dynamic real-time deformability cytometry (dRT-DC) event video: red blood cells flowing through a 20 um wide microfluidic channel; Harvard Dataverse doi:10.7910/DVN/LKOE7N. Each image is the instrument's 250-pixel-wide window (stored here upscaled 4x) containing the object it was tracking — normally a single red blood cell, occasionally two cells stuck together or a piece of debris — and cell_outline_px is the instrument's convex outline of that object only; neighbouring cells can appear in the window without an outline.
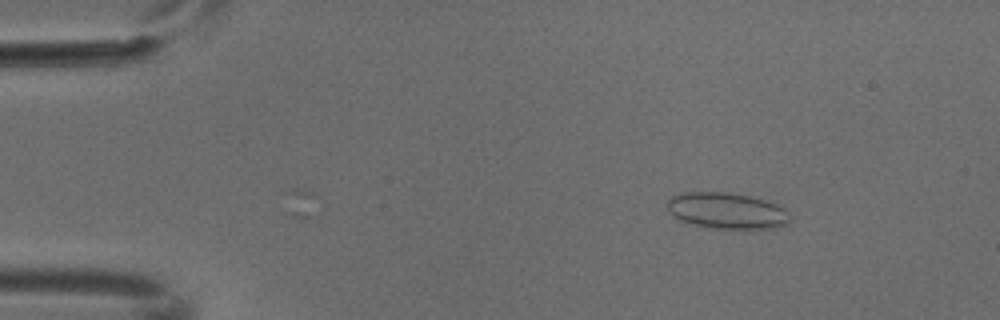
{"species": "common noctule bat (a hibernating species)", "species_latin": "Nyctalus noctula", "temperature_condition": "cold", "stored_images_in_passage": 3, "camera_frame_rate_fps": 3000, "um_per_image_px": 0.085, "animal": {"sex": "male", "body_mass_g": 18.8}, "frame": {"image": 1, "passage_image": 3, "time_ms": 0.667, "image_size_px": [1000, 320], "cell_outline_px": [[792, 220], [788, 224], [776, 228], [748, 232], [712, 228], [688, 224], [672, 216], [668, 208], [668, 200], [672, 196], [688, 192], [728, 192], [752, 196], [776, 204], [784, 208], [792, 216]], "centroid_in_image_um": [61.87, 17.97], "position_along_channel_um": 23.1, "area_um2": 26.99}}